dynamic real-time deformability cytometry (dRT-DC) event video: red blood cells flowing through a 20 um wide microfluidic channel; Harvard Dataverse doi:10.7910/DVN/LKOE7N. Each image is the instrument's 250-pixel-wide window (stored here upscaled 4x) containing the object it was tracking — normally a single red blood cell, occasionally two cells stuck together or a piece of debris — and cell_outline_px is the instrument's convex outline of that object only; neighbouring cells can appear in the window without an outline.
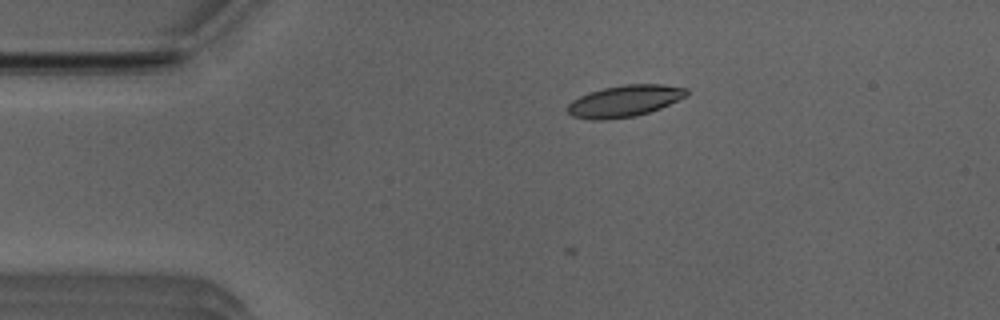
{"species": "Egyptian fruit bat (a non-hibernating species)", "species_latin": "Rousettus aegyptiacus", "temperature_condition": "room temperature", "stored_images_in_passage": 4, "camera_frame_rate_fps": 3000, "um_per_image_px": 0.085, "animal": {"sex": "male"}, "frame": {"image": 1, "passage_image": 4, "time_ms": 1.0, "image_size_px": [1000, 320], "cell_outline_px": [[688, 96], [660, 108], [636, 116], [604, 120], [592, 120], [572, 116], [564, 108], [572, 100], [588, 92], [604, 88], [624, 84], [664, 84], [688, 88]], "centroid_in_image_um": [53.08, 8.58], "position_along_channel_um": 31.9, "area_um2": 22.14}}